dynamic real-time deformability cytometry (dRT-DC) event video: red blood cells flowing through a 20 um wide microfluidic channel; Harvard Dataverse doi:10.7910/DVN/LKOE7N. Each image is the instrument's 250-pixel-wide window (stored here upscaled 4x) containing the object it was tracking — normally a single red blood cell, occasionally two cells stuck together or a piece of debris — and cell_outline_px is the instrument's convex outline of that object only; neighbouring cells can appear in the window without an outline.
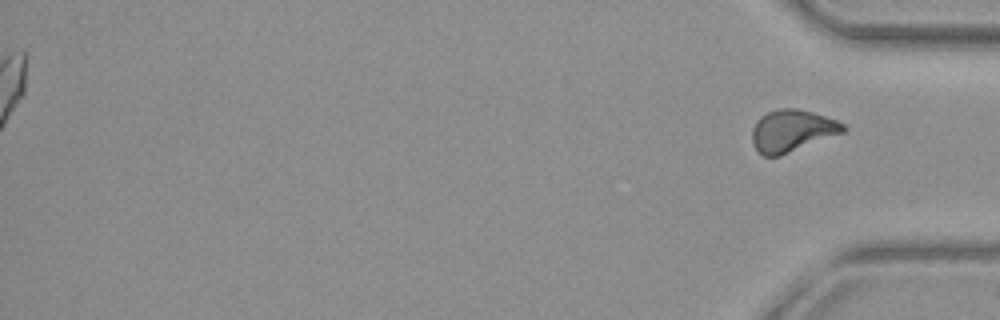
{"species": "common noctule bat (a hibernating species)", "species_latin": "Nyctalus noctula", "temperature_condition": "warm", "stored_images_in_passage": 46, "segment_of_instrument_passage": [2, 2], "camera_frame_rate_fps": 3000, "um_per_image_px": 0.085, "animal": {"sex": "female", "body_mass_g": 29.2, "forearm_length_mm": 56.3}, "frame": {"image": 1, "passage_image": 46, "time_ms": 15.0, "image_size_px": [1000, 320], "cell_outline_px": [[848, 128], [844, 132], [780, 156], [764, 156], [752, 144], [752, 128], [756, 120], [760, 116], [768, 112], [780, 108], [792, 108], [812, 112], [836, 120], [844, 124]], "centroid_in_image_um": [67.31, 11.11], "position_along_channel_um": 367.9, "area_um2": 22.2}}